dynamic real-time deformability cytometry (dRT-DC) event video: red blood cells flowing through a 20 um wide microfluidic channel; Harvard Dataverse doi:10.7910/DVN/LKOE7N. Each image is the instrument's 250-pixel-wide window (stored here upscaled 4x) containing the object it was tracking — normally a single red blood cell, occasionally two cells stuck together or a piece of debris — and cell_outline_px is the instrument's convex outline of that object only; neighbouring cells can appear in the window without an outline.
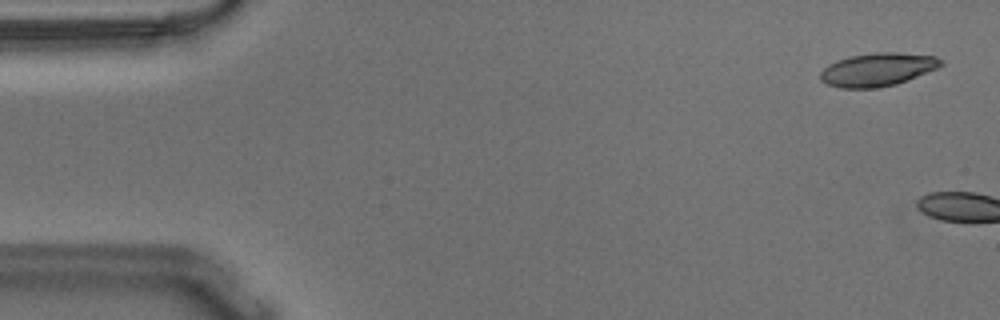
{"species": "Egyptian fruit bat (a non-hibernating species)", "species_latin": "Rousettus aegyptiacus", "temperature_condition": "warm", "stored_images_in_passage": 4, "camera_frame_rate_fps": 3000, "um_per_image_px": 0.085, "animal": {"sex": "male"}, "frame": {"image": 1, "passage_image": 2, "time_ms": 0.333, "image_size_px": [1000, 320], "cell_outline_px": [[944, 64], [936, 68], [896, 84], [876, 88], [840, 88], [828, 84], [820, 80], [820, 72], [828, 64], [836, 60], [848, 56], [876, 52], [900, 52], [936, 56], [944, 60]], "centroid_in_image_um": [74.58, 5.89], "position_along_channel_um": 10.4, "area_um2": 23.41}}